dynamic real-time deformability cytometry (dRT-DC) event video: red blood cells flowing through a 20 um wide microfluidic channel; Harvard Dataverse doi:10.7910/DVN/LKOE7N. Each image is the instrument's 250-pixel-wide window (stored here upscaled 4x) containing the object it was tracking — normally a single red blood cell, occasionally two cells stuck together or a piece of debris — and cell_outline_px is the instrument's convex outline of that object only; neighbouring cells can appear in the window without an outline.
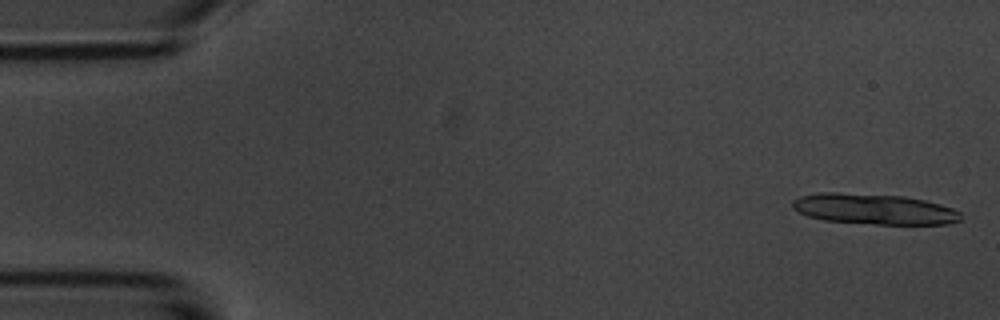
{"species": "common noctule bat (a hibernating species)", "species_latin": "Nyctalus noctula", "temperature_condition": "room temperature", "stored_images_in_passage": 5, "camera_frame_rate_fps": 3000, "um_per_image_px": 0.085, "animal": {"sex": "male", "body_mass_g": 20.1, "forearm_length_mm": 53.5}, "frame": {"image": 1, "passage_image": 1, "time_ms": 0.0, "image_size_px": [1000, 320], "cell_outline_px": [[960, 220], [948, 224], [876, 224], [824, 220], [808, 216], [792, 208], [792, 200], [800, 196], [816, 192], [836, 192], [904, 196], [924, 200], [940, 204], [952, 208], [960, 212]], "centroid_in_image_um": [74.27, 17.76], "position_along_channel_um": 10.7, "area_um2": 30.0}}